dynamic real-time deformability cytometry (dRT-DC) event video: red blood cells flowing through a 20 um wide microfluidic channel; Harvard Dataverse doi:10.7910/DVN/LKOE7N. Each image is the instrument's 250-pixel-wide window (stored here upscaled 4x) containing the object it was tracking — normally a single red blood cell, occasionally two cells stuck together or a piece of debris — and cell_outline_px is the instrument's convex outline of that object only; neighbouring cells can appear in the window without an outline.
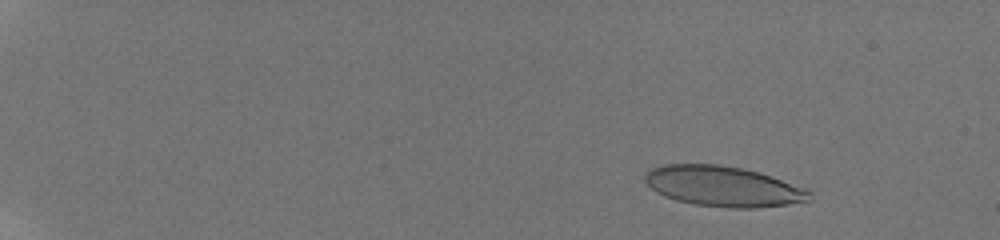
{"species": "human", "species_latin": "Homo sapiens", "temperature_condition": "room temperature", "stored_images_in_passage": 37, "camera_frame_rate_fps": 3000, "um_per_image_px": 0.085, "donor": {"sex": "male"}, "frame": {"image": 1, "passage_image": 4, "time_ms": 2.333, "image_size_px": [1000, 240], "cell_outline_px": [[812, 200], [788, 204], [756, 208], [728, 208], [696, 204], [676, 200], [664, 196], [656, 192], [644, 180], [644, 176], [652, 168], [664, 164], [720, 164], [744, 168], [760, 172], [804, 188], [812, 192]], "centroid_in_image_um": [61.48, 15.83], "position_along_channel_um": 23.5, "area_um2": 38.73}}
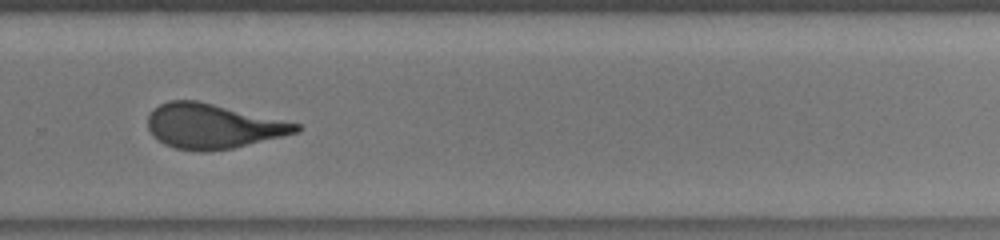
{"frame": {"image": 2, "passage_image": 25, "time_ms": 13.667, "image_size_px": [1000, 240], "cell_outline_px": [[300, 128], [296, 132], [232, 148], [208, 152], [196, 152], [176, 148], [164, 144], [152, 136], [148, 128], [148, 116], [152, 108], [168, 100], [196, 100], [300, 124]], "centroid_in_image_um": [17.99, 10.73], "position_along_channel_um": 311.8, "area_um2": 38.32}}
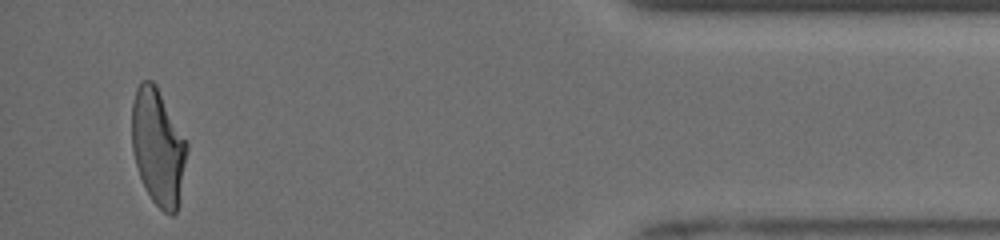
{"frame": {"image": 3, "passage_image": 36, "time_ms": 17.667, "image_size_px": [1000, 240], "cell_outline_px": [[188, 148], [176, 212], [172, 216], [168, 216], [152, 200], [140, 176], [132, 152], [132, 100], [136, 88], [140, 80], [152, 80], [156, 84], [188, 144]], "centroid_in_image_um": [13.41, 12.45], "position_along_channel_um": 421.8, "area_um2": 37.05}, "authors_computed_cell_mechanics": {"area_um2": 38.8416, "velocity_mm_per_s": 3.9303, "shape_relaxation_time_tau1_ms": 7.3726, "shape_relaxation_time_tau2_ms": 0.7237, "deformation_change_tau1": 0.2507, "deformation_change_tau2": 0.0806}}